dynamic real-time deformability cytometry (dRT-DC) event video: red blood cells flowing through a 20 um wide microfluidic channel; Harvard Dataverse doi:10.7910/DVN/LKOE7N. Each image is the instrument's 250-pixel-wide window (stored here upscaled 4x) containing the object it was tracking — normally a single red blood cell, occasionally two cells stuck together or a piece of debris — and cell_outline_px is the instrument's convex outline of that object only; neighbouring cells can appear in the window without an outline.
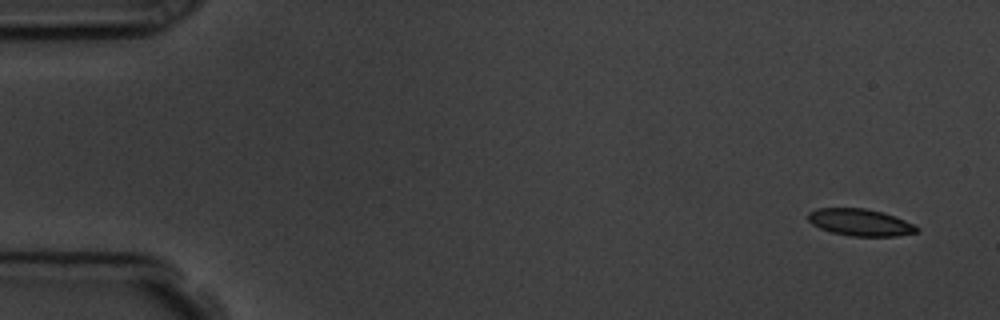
{"species": "common noctule bat (a hibernating species)", "species_latin": "Nyctalus noctula", "temperature_condition": "room temperature", "stored_images_in_passage": 7, "camera_frame_rate_fps": 3000, "um_per_image_px": 0.085, "animal": {"sex": "male", "body_mass_g": 19.5, "forearm_length_mm": 54.6}, "frame": {"image": 1, "passage_image": 1, "time_ms": 0.0, "image_size_px": [1000, 320], "cell_outline_px": [[920, 232], [896, 236], [852, 236], [832, 232], [820, 228], [812, 224], [808, 220], [808, 212], [816, 208], [864, 208], [884, 212], [904, 220], [920, 228]], "centroid_in_image_um": [73.12, 18.9], "position_along_channel_um": 11.9, "area_um2": 17.11}}
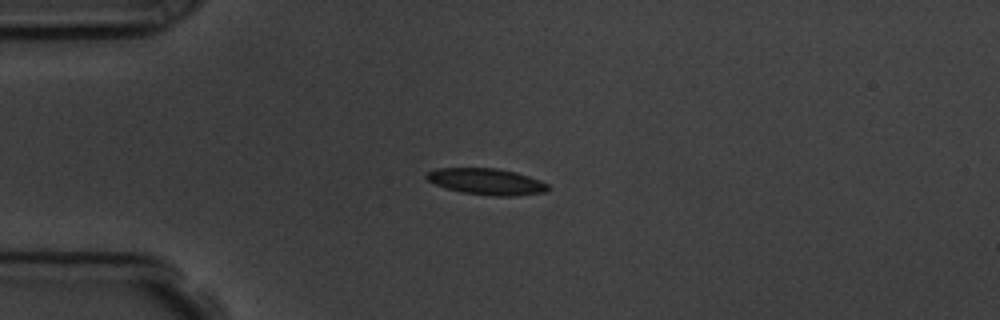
{"frame": {"image": 2, "passage_image": 4, "time_ms": 3.667, "image_size_px": [1000, 320], "cell_outline_px": [[548, 188], [544, 192], [516, 196], [492, 196], [460, 192], [436, 184], [428, 180], [424, 176], [428, 172], [436, 168], [496, 168], [516, 172], [540, 180], [548, 184]], "centroid_in_image_um": [41.35, 15.43], "position_along_channel_um": 43.6, "area_um2": 18.55}}